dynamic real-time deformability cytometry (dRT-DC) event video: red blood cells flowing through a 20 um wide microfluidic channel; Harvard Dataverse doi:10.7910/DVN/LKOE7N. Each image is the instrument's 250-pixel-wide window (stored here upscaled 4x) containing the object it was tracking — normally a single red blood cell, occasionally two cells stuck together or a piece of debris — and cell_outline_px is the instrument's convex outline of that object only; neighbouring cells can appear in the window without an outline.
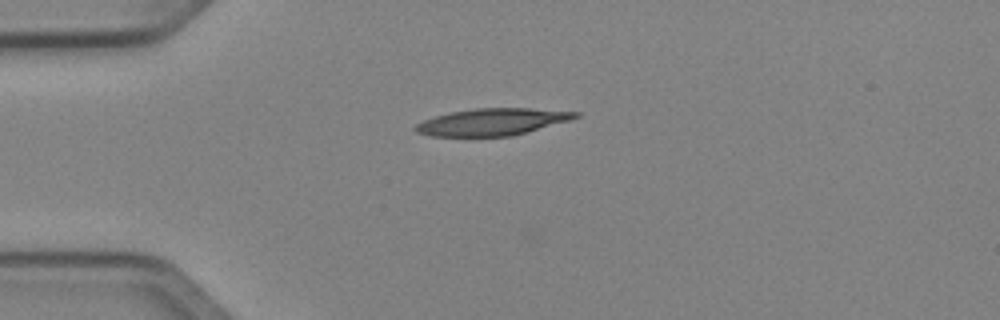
{"species": "Egyptian fruit bat (a non-hibernating species)", "species_latin": "Rousettus aegyptiacus", "temperature_condition": "cold", "stored_images_in_passage": 38, "camera_frame_rate_fps": 3000, "um_per_image_px": 0.085, "animal": {"sex": "female"}, "frame": {"image": 1, "passage_image": 1, "time_ms": 0.0, "image_size_px": [1000, 320], "cell_outline_px": [[580, 116], [572, 120], [512, 136], [432, 136], [416, 132], [412, 128], [416, 124], [424, 120], [436, 116], [452, 112], [476, 108], [528, 108], [580, 112]], "centroid_in_image_um": [41.87, 10.36], "position_along_channel_um": 43.1, "area_um2": 25.09}}
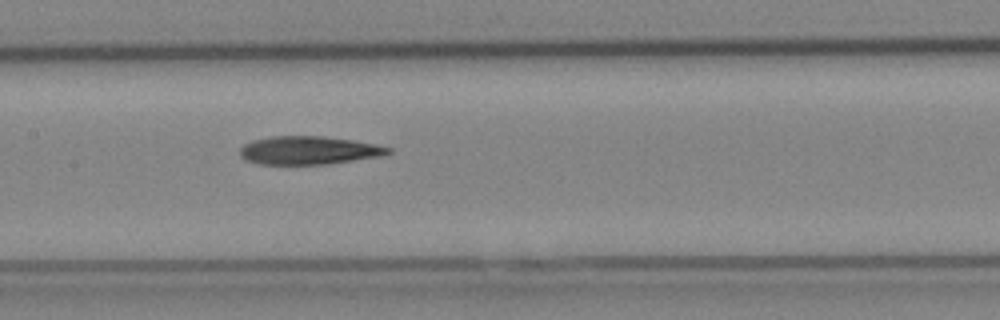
{"frame": {"image": 2, "passage_image": 13, "time_ms": 4.0, "image_size_px": [1000, 320], "cell_outline_px": [[392, 152], [384, 156], [328, 164], [260, 164], [244, 160], [240, 156], [240, 148], [244, 144], [252, 140], [272, 136], [324, 136], [352, 140], [392, 148]], "centroid_in_image_um": [26.24, 12.78], "position_along_channel_um": 181.2, "area_um2": 24.51}}
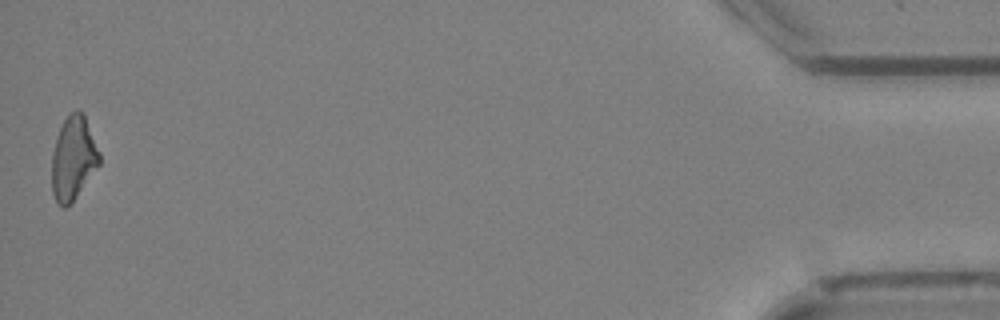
{"frame": {"image": 3, "passage_image": 38, "time_ms": 12.333, "image_size_px": [1000, 320], "cell_outline_px": [[100, 164], [76, 196], [64, 208], [56, 204], [52, 192], [52, 152], [56, 136], [68, 112], [76, 108], [84, 112], [100, 152]], "centroid_in_image_um": [6.23, 13.39], "position_along_channel_um": 429.0, "area_um2": 23.47}}